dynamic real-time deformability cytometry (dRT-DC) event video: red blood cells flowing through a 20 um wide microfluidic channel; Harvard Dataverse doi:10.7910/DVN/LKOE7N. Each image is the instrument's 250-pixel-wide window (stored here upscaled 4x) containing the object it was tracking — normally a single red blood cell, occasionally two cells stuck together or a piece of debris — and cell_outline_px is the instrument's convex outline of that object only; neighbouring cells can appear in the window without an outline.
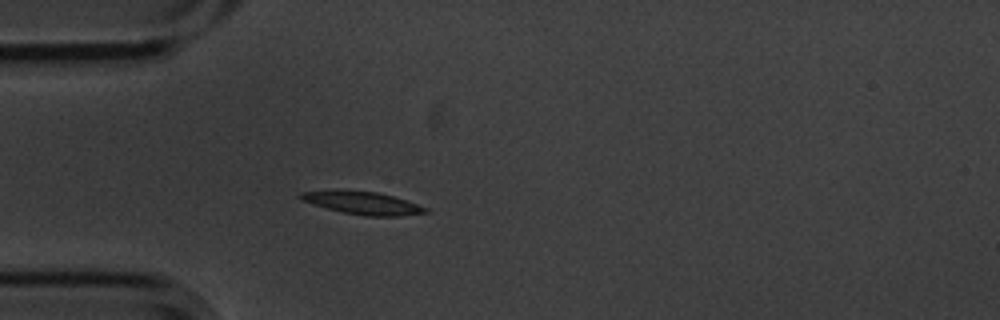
{"species": "common noctule bat (a hibernating species)", "species_latin": "Nyctalus noctula", "temperature_condition": "cold", "stored_images_in_passage": 4, "camera_frame_rate_fps": 3000, "um_per_image_px": 0.085, "animal": {"sex": "male", "body_mass_g": 20.1, "forearm_length_mm": 53.5}, "frame": {"image": 1, "passage_image": 4, "time_ms": 1.0, "image_size_px": [1000, 320], "cell_outline_px": [[428, 212], [400, 216], [368, 216], [344, 212], [328, 208], [300, 200], [296, 196], [300, 192], [376, 192], [392, 196], [428, 208]], "centroid_in_image_um": [30.86, 17.29], "position_along_channel_um": 54.1, "area_um2": 15.61}}